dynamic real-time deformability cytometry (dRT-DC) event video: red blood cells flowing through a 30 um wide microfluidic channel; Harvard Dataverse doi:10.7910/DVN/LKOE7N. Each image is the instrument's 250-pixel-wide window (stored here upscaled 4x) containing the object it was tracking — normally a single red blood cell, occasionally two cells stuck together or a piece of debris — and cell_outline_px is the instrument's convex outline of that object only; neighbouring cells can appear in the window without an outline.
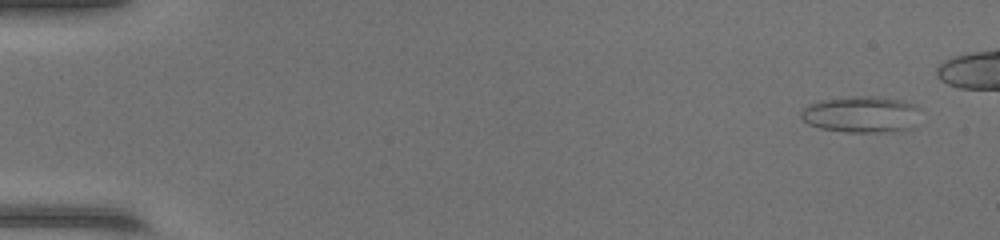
{"species": "common noctule bat (a hibernating species)", "species_latin": "Nyctalus noctula", "temperature_condition": "warm", "stored_images_in_passage": 43, "camera_frame_rate_fps": 3000, "um_per_image_px": 0.085, "animal": {"sex": "female", "body_mass_g": 17.0, "forearm_length_mm": 48.0}, "frame": {"image": 1, "passage_image": 3, "time_ms": 0.667, "image_size_px": [1000, 240], "cell_outline_px": [[920, 108], [912, 128], [888, 132], [848, 132], [820, 128], [808, 124], [800, 116], [800, 112], [808, 104], [820, 100], [848, 96], [876, 96], [904, 100]], "centroid_in_image_um": [73.19, 9.71], "position_along_channel_um": 11.8, "area_um2": 25.49}}
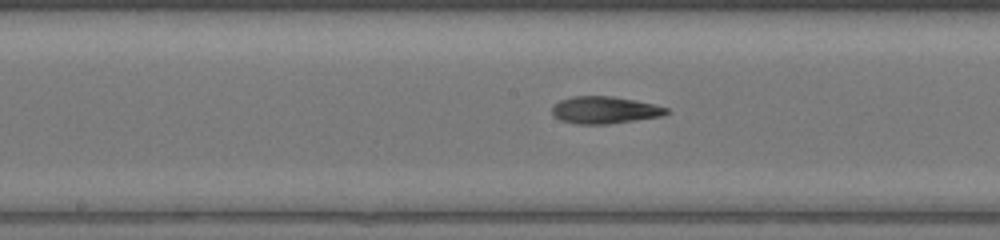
{"frame": {"image": 2, "passage_image": 26, "time_ms": 8.333, "image_size_px": [1000, 240], "cell_outline_px": [[668, 112], [664, 116], [608, 124], [576, 124], [560, 120], [552, 112], [552, 108], [560, 100], [572, 96], [612, 96], [636, 100], [668, 108]], "centroid_in_image_um": [51.41, 9.35], "position_along_channel_um": 196.8, "area_um2": 18.03}}
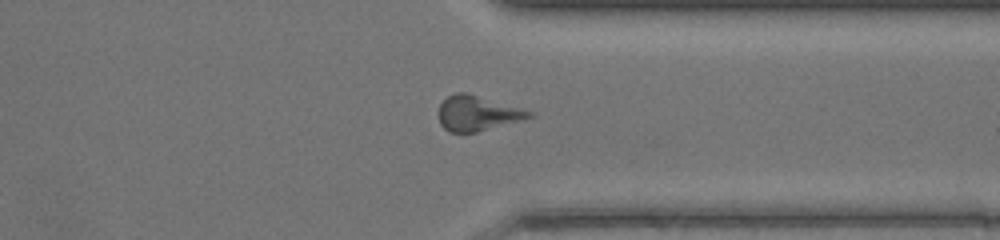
{"frame": {"image": 3, "passage_image": 38, "time_ms": 12.333, "image_size_px": [1000, 240], "cell_outline_px": [[536, 116], [476, 132], [448, 132], [440, 124], [440, 104], [448, 96], [456, 92], [464, 92], [536, 112]], "centroid_in_image_um": [40.61, 9.63], "position_along_channel_um": 370.8, "area_um2": 18.26}}